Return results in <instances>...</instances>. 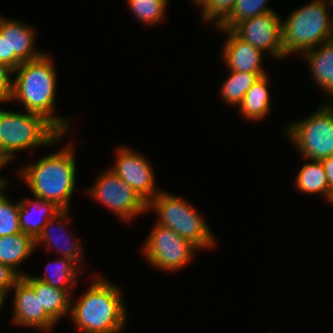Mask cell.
<instances>
[{
  "label": "cell",
  "instance_id": "obj_26",
  "mask_svg": "<svg viewBox=\"0 0 333 333\" xmlns=\"http://www.w3.org/2000/svg\"><path fill=\"white\" fill-rule=\"evenodd\" d=\"M0 190V237L21 233L19 203L12 204Z\"/></svg>",
  "mask_w": 333,
  "mask_h": 333
},
{
  "label": "cell",
  "instance_id": "obj_17",
  "mask_svg": "<svg viewBox=\"0 0 333 333\" xmlns=\"http://www.w3.org/2000/svg\"><path fill=\"white\" fill-rule=\"evenodd\" d=\"M319 46L301 55L306 58L316 85L333 99V39Z\"/></svg>",
  "mask_w": 333,
  "mask_h": 333
},
{
  "label": "cell",
  "instance_id": "obj_21",
  "mask_svg": "<svg viewBox=\"0 0 333 333\" xmlns=\"http://www.w3.org/2000/svg\"><path fill=\"white\" fill-rule=\"evenodd\" d=\"M295 187L302 194H318L323 195L329 202L332 191L329 188L325 170L321 161L309 160L305 163L297 176L295 177Z\"/></svg>",
  "mask_w": 333,
  "mask_h": 333
},
{
  "label": "cell",
  "instance_id": "obj_31",
  "mask_svg": "<svg viewBox=\"0 0 333 333\" xmlns=\"http://www.w3.org/2000/svg\"><path fill=\"white\" fill-rule=\"evenodd\" d=\"M0 63L8 66V45L7 34H1L0 32Z\"/></svg>",
  "mask_w": 333,
  "mask_h": 333
},
{
  "label": "cell",
  "instance_id": "obj_25",
  "mask_svg": "<svg viewBox=\"0 0 333 333\" xmlns=\"http://www.w3.org/2000/svg\"><path fill=\"white\" fill-rule=\"evenodd\" d=\"M168 0H127V5L137 19L146 25L164 20Z\"/></svg>",
  "mask_w": 333,
  "mask_h": 333
},
{
  "label": "cell",
  "instance_id": "obj_32",
  "mask_svg": "<svg viewBox=\"0 0 333 333\" xmlns=\"http://www.w3.org/2000/svg\"><path fill=\"white\" fill-rule=\"evenodd\" d=\"M6 166V163L0 158V169H2V167ZM7 182L5 181V179H3L1 176H0V190L3 189V188H6V185Z\"/></svg>",
  "mask_w": 333,
  "mask_h": 333
},
{
  "label": "cell",
  "instance_id": "obj_10",
  "mask_svg": "<svg viewBox=\"0 0 333 333\" xmlns=\"http://www.w3.org/2000/svg\"><path fill=\"white\" fill-rule=\"evenodd\" d=\"M275 11L267 12L235 24L230 30L241 40L250 43L274 58L283 57L282 26Z\"/></svg>",
  "mask_w": 333,
  "mask_h": 333
},
{
  "label": "cell",
  "instance_id": "obj_4",
  "mask_svg": "<svg viewBox=\"0 0 333 333\" xmlns=\"http://www.w3.org/2000/svg\"><path fill=\"white\" fill-rule=\"evenodd\" d=\"M330 7L331 0H313L281 21L284 57L294 52L302 54L331 39Z\"/></svg>",
  "mask_w": 333,
  "mask_h": 333
},
{
  "label": "cell",
  "instance_id": "obj_27",
  "mask_svg": "<svg viewBox=\"0 0 333 333\" xmlns=\"http://www.w3.org/2000/svg\"><path fill=\"white\" fill-rule=\"evenodd\" d=\"M236 0H197L196 5L202 6L201 15L205 22L213 21L215 27L230 13Z\"/></svg>",
  "mask_w": 333,
  "mask_h": 333
},
{
  "label": "cell",
  "instance_id": "obj_18",
  "mask_svg": "<svg viewBox=\"0 0 333 333\" xmlns=\"http://www.w3.org/2000/svg\"><path fill=\"white\" fill-rule=\"evenodd\" d=\"M23 278L34 288L36 295H39L41 306L55 322H58L64 314H70L71 297L73 295L71 290L54 288L35 279L34 276L25 274Z\"/></svg>",
  "mask_w": 333,
  "mask_h": 333
},
{
  "label": "cell",
  "instance_id": "obj_3",
  "mask_svg": "<svg viewBox=\"0 0 333 333\" xmlns=\"http://www.w3.org/2000/svg\"><path fill=\"white\" fill-rule=\"evenodd\" d=\"M76 156L73 145H67L18 172L35 198L54 203L61 210H69V200L76 184Z\"/></svg>",
  "mask_w": 333,
  "mask_h": 333
},
{
  "label": "cell",
  "instance_id": "obj_13",
  "mask_svg": "<svg viewBox=\"0 0 333 333\" xmlns=\"http://www.w3.org/2000/svg\"><path fill=\"white\" fill-rule=\"evenodd\" d=\"M0 32L7 34L8 67L13 71L23 62L36 59L43 54L34 47L35 31L30 25L0 16Z\"/></svg>",
  "mask_w": 333,
  "mask_h": 333
},
{
  "label": "cell",
  "instance_id": "obj_24",
  "mask_svg": "<svg viewBox=\"0 0 333 333\" xmlns=\"http://www.w3.org/2000/svg\"><path fill=\"white\" fill-rule=\"evenodd\" d=\"M269 0H236L230 13L215 27L216 29H231L235 24L255 16L272 12L267 7Z\"/></svg>",
  "mask_w": 333,
  "mask_h": 333
},
{
  "label": "cell",
  "instance_id": "obj_12",
  "mask_svg": "<svg viewBox=\"0 0 333 333\" xmlns=\"http://www.w3.org/2000/svg\"><path fill=\"white\" fill-rule=\"evenodd\" d=\"M12 289L15 290L13 324L50 332L56 322L41 306L39 295H36L34 288L21 277Z\"/></svg>",
  "mask_w": 333,
  "mask_h": 333
},
{
  "label": "cell",
  "instance_id": "obj_5",
  "mask_svg": "<svg viewBox=\"0 0 333 333\" xmlns=\"http://www.w3.org/2000/svg\"><path fill=\"white\" fill-rule=\"evenodd\" d=\"M0 109V158L7 164L15 152L58 143L61 134L43 116Z\"/></svg>",
  "mask_w": 333,
  "mask_h": 333
},
{
  "label": "cell",
  "instance_id": "obj_33",
  "mask_svg": "<svg viewBox=\"0 0 333 333\" xmlns=\"http://www.w3.org/2000/svg\"><path fill=\"white\" fill-rule=\"evenodd\" d=\"M6 301V298L5 297H3L2 295H0V312H1V308L3 307V304H4V302Z\"/></svg>",
  "mask_w": 333,
  "mask_h": 333
},
{
  "label": "cell",
  "instance_id": "obj_16",
  "mask_svg": "<svg viewBox=\"0 0 333 333\" xmlns=\"http://www.w3.org/2000/svg\"><path fill=\"white\" fill-rule=\"evenodd\" d=\"M36 199L25 198L18 201L20 229L34 240L41 233L47 221L61 211L60 208L50 201Z\"/></svg>",
  "mask_w": 333,
  "mask_h": 333
},
{
  "label": "cell",
  "instance_id": "obj_6",
  "mask_svg": "<svg viewBox=\"0 0 333 333\" xmlns=\"http://www.w3.org/2000/svg\"><path fill=\"white\" fill-rule=\"evenodd\" d=\"M156 211V223L170 228L179 236L195 244L199 249L216 245L207 222L193 204L171 193L160 191L147 203V210Z\"/></svg>",
  "mask_w": 333,
  "mask_h": 333
},
{
  "label": "cell",
  "instance_id": "obj_23",
  "mask_svg": "<svg viewBox=\"0 0 333 333\" xmlns=\"http://www.w3.org/2000/svg\"><path fill=\"white\" fill-rule=\"evenodd\" d=\"M229 77L223 82L220 89V96L229 105L239 106L246 92L258 80L260 76L267 73H249L231 71Z\"/></svg>",
  "mask_w": 333,
  "mask_h": 333
},
{
  "label": "cell",
  "instance_id": "obj_9",
  "mask_svg": "<svg viewBox=\"0 0 333 333\" xmlns=\"http://www.w3.org/2000/svg\"><path fill=\"white\" fill-rule=\"evenodd\" d=\"M87 192L123 221L147 211V202L110 169L99 175Z\"/></svg>",
  "mask_w": 333,
  "mask_h": 333
},
{
  "label": "cell",
  "instance_id": "obj_2",
  "mask_svg": "<svg viewBox=\"0 0 333 333\" xmlns=\"http://www.w3.org/2000/svg\"><path fill=\"white\" fill-rule=\"evenodd\" d=\"M77 302L71 298L70 320L84 333H119L127 320L119 286L96 275Z\"/></svg>",
  "mask_w": 333,
  "mask_h": 333
},
{
  "label": "cell",
  "instance_id": "obj_14",
  "mask_svg": "<svg viewBox=\"0 0 333 333\" xmlns=\"http://www.w3.org/2000/svg\"><path fill=\"white\" fill-rule=\"evenodd\" d=\"M227 33V39L223 47V62L228 70L236 72L265 73L262 69L264 58L262 51L250 43L238 38L230 29H219Z\"/></svg>",
  "mask_w": 333,
  "mask_h": 333
},
{
  "label": "cell",
  "instance_id": "obj_35",
  "mask_svg": "<svg viewBox=\"0 0 333 333\" xmlns=\"http://www.w3.org/2000/svg\"><path fill=\"white\" fill-rule=\"evenodd\" d=\"M329 203H330V204L332 203V205H333V191H332V195H331V198H330V200H329Z\"/></svg>",
  "mask_w": 333,
  "mask_h": 333
},
{
  "label": "cell",
  "instance_id": "obj_19",
  "mask_svg": "<svg viewBox=\"0 0 333 333\" xmlns=\"http://www.w3.org/2000/svg\"><path fill=\"white\" fill-rule=\"evenodd\" d=\"M35 248V240L26 233H17L0 237V263L5 264L16 271L21 277L24 272H19V267Z\"/></svg>",
  "mask_w": 333,
  "mask_h": 333
},
{
  "label": "cell",
  "instance_id": "obj_34",
  "mask_svg": "<svg viewBox=\"0 0 333 333\" xmlns=\"http://www.w3.org/2000/svg\"><path fill=\"white\" fill-rule=\"evenodd\" d=\"M331 39H333V14L331 15Z\"/></svg>",
  "mask_w": 333,
  "mask_h": 333
},
{
  "label": "cell",
  "instance_id": "obj_29",
  "mask_svg": "<svg viewBox=\"0 0 333 333\" xmlns=\"http://www.w3.org/2000/svg\"><path fill=\"white\" fill-rule=\"evenodd\" d=\"M10 74H13V70L0 63V103L10 102L13 82Z\"/></svg>",
  "mask_w": 333,
  "mask_h": 333
},
{
  "label": "cell",
  "instance_id": "obj_28",
  "mask_svg": "<svg viewBox=\"0 0 333 333\" xmlns=\"http://www.w3.org/2000/svg\"><path fill=\"white\" fill-rule=\"evenodd\" d=\"M21 276L9 266L0 263V295L6 298Z\"/></svg>",
  "mask_w": 333,
  "mask_h": 333
},
{
  "label": "cell",
  "instance_id": "obj_20",
  "mask_svg": "<svg viewBox=\"0 0 333 333\" xmlns=\"http://www.w3.org/2000/svg\"><path fill=\"white\" fill-rule=\"evenodd\" d=\"M268 84L267 74L260 76L246 92L242 103L239 105L240 113L244 118L255 121L263 119L269 114L271 101Z\"/></svg>",
  "mask_w": 333,
  "mask_h": 333
},
{
  "label": "cell",
  "instance_id": "obj_1",
  "mask_svg": "<svg viewBox=\"0 0 333 333\" xmlns=\"http://www.w3.org/2000/svg\"><path fill=\"white\" fill-rule=\"evenodd\" d=\"M50 55L43 53L40 57L23 62L13 73L17 72L12 82L10 101H19L27 112L43 116L61 134H67L69 119L54 115L57 75L55 64Z\"/></svg>",
  "mask_w": 333,
  "mask_h": 333
},
{
  "label": "cell",
  "instance_id": "obj_15",
  "mask_svg": "<svg viewBox=\"0 0 333 333\" xmlns=\"http://www.w3.org/2000/svg\"><path fill=\"white\" fill-rule=\"evenodd\" d=\"M68 211L69 210H61L59 213L56 214L55 217H53L47 221L43 230L35 239V248L37 247L38 244H40V243L44 244V242H45L49 249L54 248V250L60 251L59 253H60L61 257L71 258L81 267V265H82L81 261L83 260V257H84L83 256L84 251L82 250L83 248L81 247L82 244L80 243V239H78L77 237L75 239H73L69 233V235L67 237H65L66 239L63 240V238H62V240H60L61 236H58L59 235L58 234L56 237V235H54L53 231L51 230L54 228L56 230L61 227L59 231H60V233H62L61 231L63 229H65V227L67 226V222H68V218H69ZM54 221H56V222H54ZM63 232H64V230H63ZM63 234H64L63 236L67 235V234L65 235V232ZM69 239H70V241H69ZM60 241L63 243V245H62V243H60Z\"/></svg>",
  "mask_w": 333,
  "mask_h": 333
},
{
  "label": "cell",
  "instance_id": "obj_8",
  "mask_svg": "<svg viewBox=\"0 0 333 333\" xmlns=\"http://www.w3.org/2000/svg\"><path fill=\"white\" fill-rule=\"evenodd\" d=\"M155 224L142 246L145 259L161 271L184 268L194 258V251L200 249L170 228Z\"/></svg>",
  "mask_w": 333,
  "mask_h": 333
},
{
  "label": "cell",
  "instance_id": "obj_30",
  "mask_svg": "<svg viewBox=\"0 0 333 333\" xmlns=\"http://www.w3.org/2000/svg\"><path fill=\"white\" fill-rule=\"evenodd\" d=\"M323 164L328 185L331 191H333V155L320 160Z\"/></svg>",
  "mask_w": 333,
  "mask_h": 333
},
{
  "label": "cell",
  "instance_id": "obj_11",
  "mask_svg": "<svg viewBox=\"0 0 333 333\" xmlns=\"http://www.w3.org/2000/svg\"><path fill=\"white\" fill-rule=\"evenodd\" d=\"M116 153V164L111 170L148 203L161 191L155 187L151 164L143 154L125 146L119 147Z\"/></svg>",
  "mask_w": 333,
  "mask_h": 333
},
{
  "label": "cell",
  "instance_id": "obj_22",
  "mask_svg": "<svg viewBox=\"0 0 333 333\" xmlns=\"http://www.w3.org/2000/svg\"><path fill=\"white\" fill-rule=\"evenodd\" d=\"M47 266L44 276H34V278L61 290H69V288L72 290V287L77 284L76 278L80 274L79 272H83L81 267L68 257H61L52 265L47 264ZM50 267L54 268L51 272H49Z\"/></svg>",
  "mask_w": 333,
  "mask_h": 333
},
{
  "label": "cell",
  "instance_id": "obj_7",
  "mask_svg": "<svg viewBox=\"0 0 333 333\" xmlns=\"http://www.w3.org/2000/svg\"><path fill=\"white\" fill-rule=\"evenodd\" d=\"M323 102L313 114L286 126V134L302 159L322 160L333 155V103Z\"/></svg>",
  "mask_w": 333,
  "mask_h": 333
}]
</instances>
